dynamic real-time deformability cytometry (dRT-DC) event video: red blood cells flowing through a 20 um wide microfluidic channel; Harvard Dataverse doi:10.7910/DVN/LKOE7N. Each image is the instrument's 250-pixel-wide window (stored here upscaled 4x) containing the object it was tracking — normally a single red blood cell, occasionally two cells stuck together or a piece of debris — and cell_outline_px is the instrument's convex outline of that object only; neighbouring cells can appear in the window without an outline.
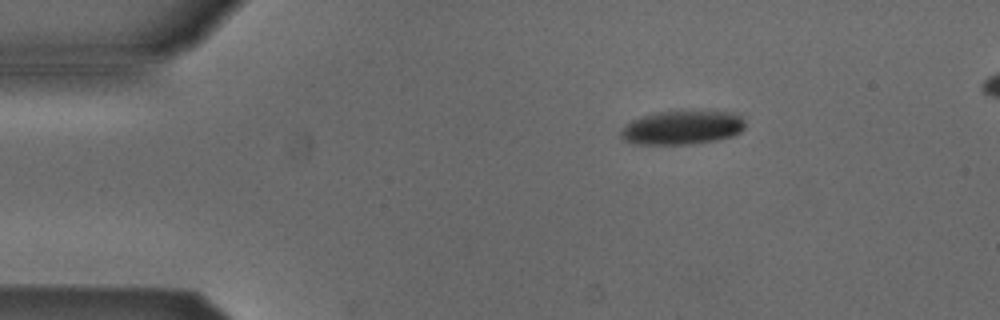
{"species": "Egyptian fruit bat (a non-hibernating species)", "species_latin": "Rousettus aegyptiacus", "temperature_condition": "cold", "stored_images_in_passage": 4, "segment_of_instrument_passage": [1, 2], "camera_frame_rate_fps": 3000, "um_per_image_px": 0.085, "animal": {"sex": "male"}, "frame": {"image": 1, "passage_image": 1, "time_ms": 0.0, "image_size_px": [1000, 320], "cell_outline_px": [[744, 128], [740, 132], [732, 136], [720, 140], [692, 144], [636, 144], [624, 140], [620, 136], [620, 132], [632, 120], [644, 116], [660, 112], [728, 112], [740, 116], [744, 120]], "centroid_in_image_um": [58.0, 10.87], "position_along_channel_um": 27.0, "area_um2": 24.1}}